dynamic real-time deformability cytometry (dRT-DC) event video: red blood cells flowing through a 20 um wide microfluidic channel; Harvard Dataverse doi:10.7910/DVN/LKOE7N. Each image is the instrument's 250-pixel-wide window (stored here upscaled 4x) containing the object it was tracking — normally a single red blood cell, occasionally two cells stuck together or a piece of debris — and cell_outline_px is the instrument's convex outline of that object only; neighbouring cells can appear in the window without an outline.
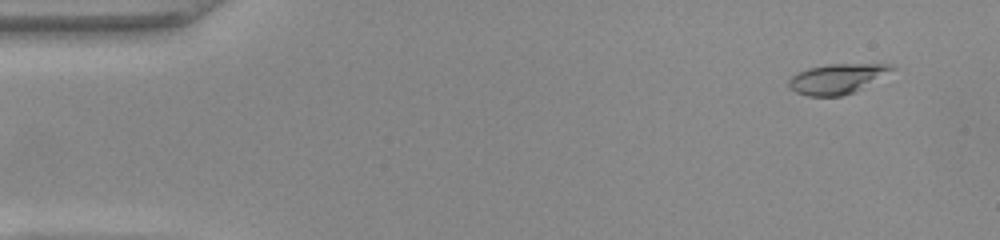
{"species": "common noctule bat (a hibernating species)", "species_latin": "Nyctalus noctula", "temperature_condition": "warm", "stored_images_in_passage": 50, "camera_frame_rate_fps": 3000, "um_per_image_px": 0.085, "animal": {"sex": "female", "body_mass_g": 22.0, "forearm_length_mm": 56.7}, "frame": {"image": 1, "passage_image": 4, "time_ms": 1.0, "image_size_px": [1000, 240], "cell_outline_px": [[900, 68], [856, 92], [840, 96], [808, 96], [796, 92], [788, 88], [788, 80], [792, 76], [808, 68], [828, 64], [892, 64]], "centroid_in_image_um": [71.23, 6.69], "position_along_channel_um": 13.8, "area_um2": 18.32}}
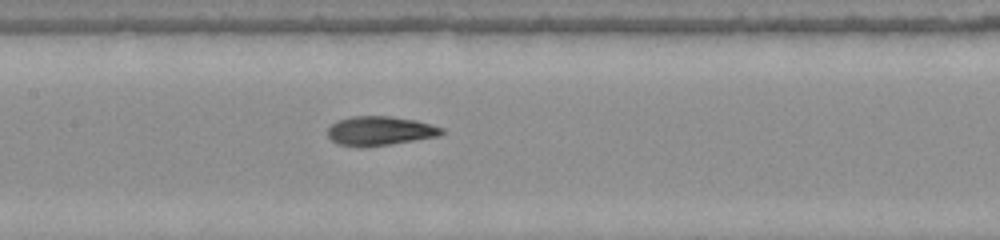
{"frame": {"image": 2, "passage_image": 24, "time_ms": 7.667, "image_size_px": [1000, 240], "cell_outline_px": [[444, 132], [436, 136], [388, 144], [360, 148], [336, 144], [328, 136], [328, 128], [332, 124], [340, 120], [352, 116], [388, 116], [416, 120], [444, 128]], "centroid_in_image_um": [32.25, 11.13], "position_along_channel_um": 175.2, "area_um2": 19.19}}
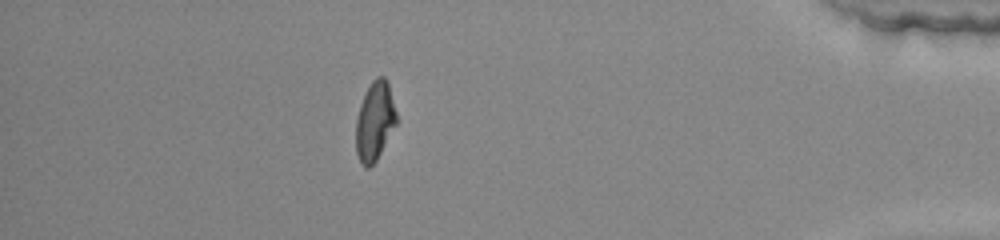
{"frame": {"image": 3, "passage_image": 44, "time_ms": 14.333, "image_size_px": [1000, 240], "cell_outline_px": [[396, 124], [376, 160], [368, 168], [364, 168], [360, 164], [356, 152], [356, 120], [360, 104], [372, 80], [376, 76], [384, 76], [388, 84], [396, 112]], "centroid_in_image_um": [31.83, 10.32], "position_along_channel_um": 403.4, "area_um2": 18.38}, "authors_computed_cell_mechanics": {"area_um2": 18.6405, "velocity_mm_per_s": 4.1286, "shape_relaxation_time_tau1_ms": 6.7037, "shape_relaxation_time_tau2_ms": 1.3594, "deformation_change_tau1": 0.2507, "deformation_change_tau2": 0.0739}}